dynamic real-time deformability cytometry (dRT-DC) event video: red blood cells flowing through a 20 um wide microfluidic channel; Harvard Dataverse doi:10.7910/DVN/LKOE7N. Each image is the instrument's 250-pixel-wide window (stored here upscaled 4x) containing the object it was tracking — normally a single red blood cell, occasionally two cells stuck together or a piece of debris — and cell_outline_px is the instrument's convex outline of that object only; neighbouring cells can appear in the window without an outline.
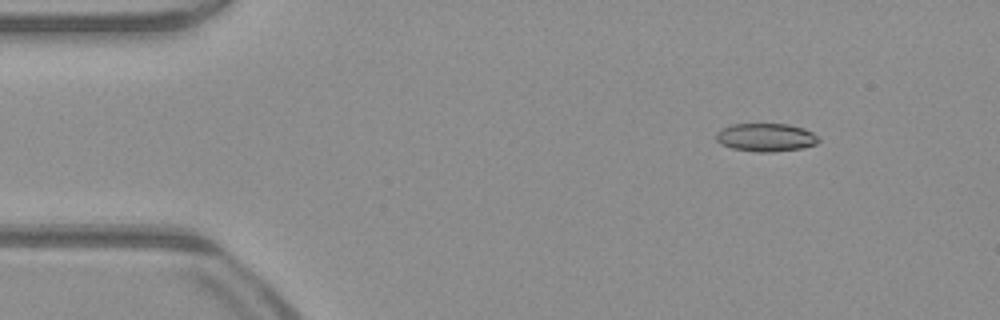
{"species": "common noctule bat (a hibernating species)", "species_latin": "Nyctalus noctula", "temperature_condition": "warm", "stored_images_in_passage": 46, "camera_frame_rate_fps": 3000, "um_per_image_px": 0.085, "animal": {"sex": "male", "body_mass_g": 23.1, "forearm_length_mm": 52.7}, "frame": {"image": 1, "passage_image": 1, "time_ms": 0.0, "image_size_px": [1000, 320], "cell_outline_px": [[820, 140], [816, 144], [800, 148], [772, 152], [756, 152], [732, 148], [720, 144], [716, 140], [716, 132], [720, 128], [732, 124], [788, 124], [804, 128], [812, 132]], "centroid_in_image_um": [65.06, 11.67], "position_along_channel_um": 19.9, "area_um2": 16.88}}
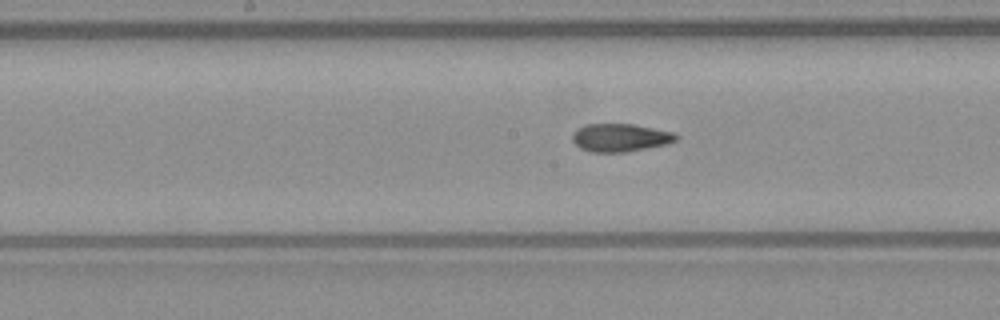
{"frame": {"image": 2, "passage_image": 20, "time_ms": 6.333, "image_size_px": [1000, 320], "cell_outline_px": [[680, 136], [676, 140], [668, 144], [628, 152], [592, 152], [580, 148], [572, 140], [572, 132], [576, 128], [584, 124], [632, 124], [672, 132]], "centroid_in_image_um": [52.7, 11.7], "position_along_channel_um": 195.5, "area_um2": 17.05}}
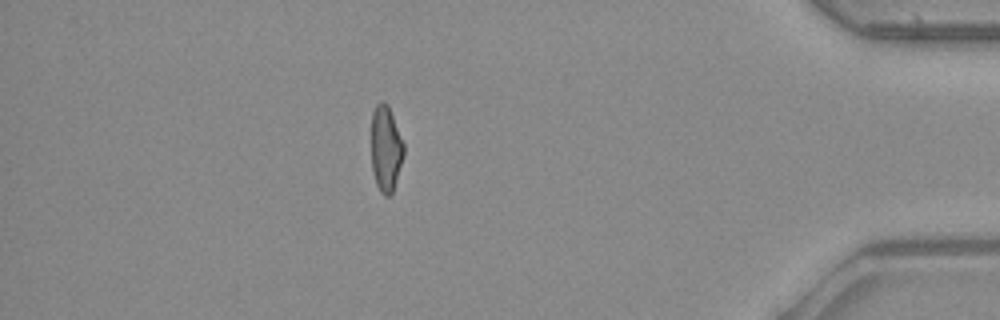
{"frame": {"image": 3, "passage_image": 39, "time_ms": 12.667, "image_size_px": [1000, 320], "cell_outline_px": [[404, 156], [392, 192], [388, 196], [384, 196], [380, 192], [376, 184], [372, 172], [372, 112], [376, 104], [380, 100], [384, 100], [388, 104], [404, 144]], "centroid_in_image_um": [32.79, 12.61], "position_along_channel_um": 402.4, "area_um2": 16.3}, "authors_computed_cell_mechanics": {"area_um2": 17.051, "velocity_mm_per_s": 4.0645, "shape_relaxation_time_tau1_ms": null, "shape_relaxation_time_tau2_ms": 2.1418, "deformation_change_tau1": null, "deformation_change_tau2": 0.0963}}